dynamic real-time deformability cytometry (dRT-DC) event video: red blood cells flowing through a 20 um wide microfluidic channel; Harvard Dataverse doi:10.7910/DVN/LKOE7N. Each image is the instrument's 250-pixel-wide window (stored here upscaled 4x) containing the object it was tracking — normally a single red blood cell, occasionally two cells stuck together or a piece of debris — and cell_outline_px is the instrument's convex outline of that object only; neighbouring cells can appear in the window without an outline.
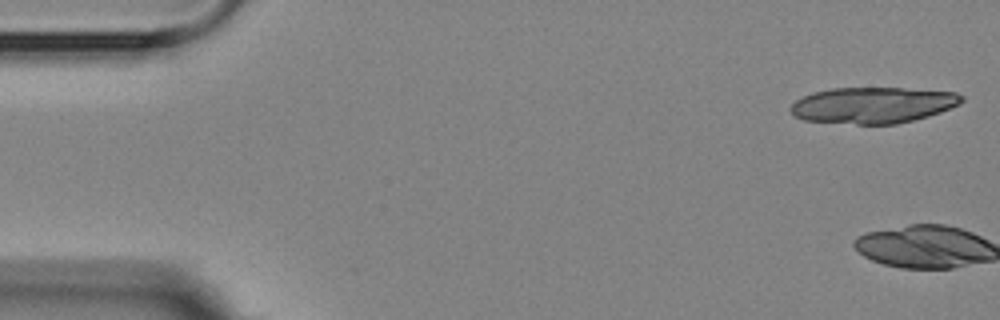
{"species": "Egyptian fruit bat (a non-hibernating species)", "species_latin": "Rousettus aegyptiacus", "temperature_condition": "room temperature", "stored_images_in_passage": 10, "segment_of_instrument_passage": [1, 2], "camera_frame_rate_fps": 3000, "um_per_image_px": 0.085, "animal": {"sex": "female"}, "frame": {"image": 1, "passage_image": 1, "time_ms": 0.0, "image_size_px": [1000, 320], "cell_outline_px": [[964, 100], [960, 104], [940, 112], [928, 116], [896, 124], [856, 124], [804, 120], [796, 116], [788, 108], [796, 100], [812, 92], [832, 88], [900, 88], [956, 92], [964, 96]], "centroid_in_image_um": [74.21, 8.93], "position_along_channel_um": 10.8, "area_um2": 35.95}}